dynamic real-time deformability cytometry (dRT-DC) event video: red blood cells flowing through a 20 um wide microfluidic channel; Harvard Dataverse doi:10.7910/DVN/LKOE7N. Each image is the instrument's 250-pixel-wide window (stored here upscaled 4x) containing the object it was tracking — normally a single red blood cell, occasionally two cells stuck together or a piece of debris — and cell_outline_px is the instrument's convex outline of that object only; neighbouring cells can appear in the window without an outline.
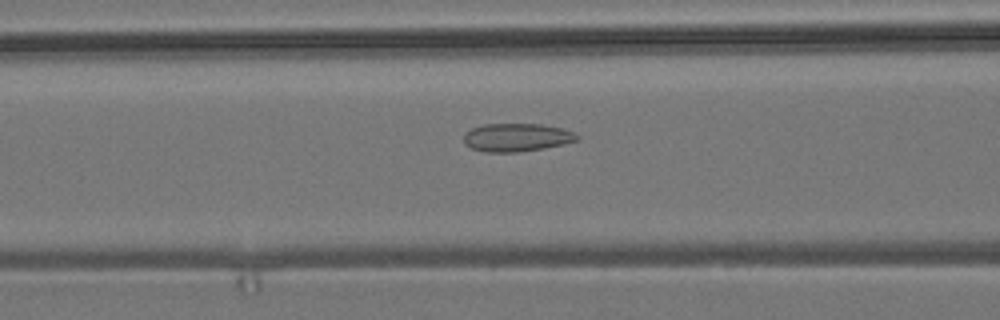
{"species": "common noctule bat (a hibernating species)", "species_latin": "Nyctalus noctula", "temperature_condition": "room temperature", "stored_images_in_passage": 55, "camera_frame_rate_fps": 3000, "um_per_image_px": 0.085, "animal": {"sex": "male", "body_mass_g": 19.2, "forearm_length_mm": 51.8}, "frame": {"image": 1, "passage_image": 22, "time_ms": 7.0, "image_size_px": [1000, 320], "cell_outline_px": [[580, 140], [564, 144], [544, 148], [520, 152], [484, 152], [472, 148], [464, 144], [464, 132], [472, 128], [484, 124], [540, 124], [564, 128], [576, 132], [580, 136]], "centroid_in_image_um": [43.96, 11.68], "position_along_channel_um": 122.6, "area_um2": 18.9}}
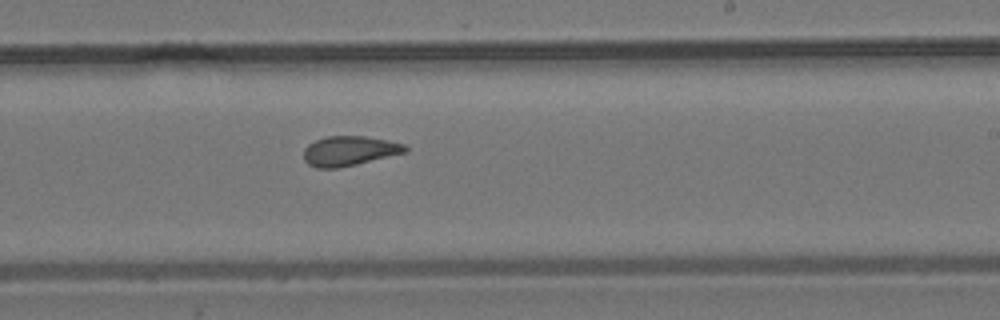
{"frame": {"image": 2, "passage_image": 33, "time_ms": 10.667, "image_size_px": [1000, 320], "cell_outline_px": [[408, 152], [356, 164], [336, 168], [316, 168], [308, 164], [304, 160], [304, 148], [308, 144], [316, 140], [328, 136], [364, 136], [388, 140], [404, 144], [408, 148]], "centroid_in_image_um": [29.7, 12.82], "position_along_channel_um": 259.3, "area_um2": 17.57}}
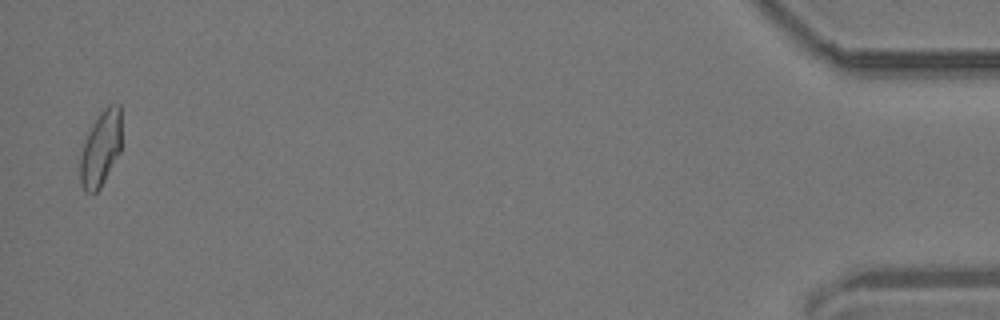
{"frame": {"image": 3, "passage_image": 54, "time_ms": 17.667, "image_size_px": [1000, 320], "cell_outline_px": [[120, 152], [100, 188], [96, 192], [84, 192], [80, 184], [80, 156], [88, 132], [92, 124], [100, 112], [108, 104], [120, 104]], "centroid_in_image_um": [8.55, 12.63], "position_along_channel_um": 426.7, "area_um2": 18.03}, "authors_computed_cell_mechanics": {"area_um2": 18.1492, "velocity_mm_per_s": 3.7309, "shape_relaxation_time_tau1_ms": null, "shape_relaxation_time_tau2_ms": 1.9256, "deformation_change_tau1": null, "deformation_change_tau2": 0.0973}}